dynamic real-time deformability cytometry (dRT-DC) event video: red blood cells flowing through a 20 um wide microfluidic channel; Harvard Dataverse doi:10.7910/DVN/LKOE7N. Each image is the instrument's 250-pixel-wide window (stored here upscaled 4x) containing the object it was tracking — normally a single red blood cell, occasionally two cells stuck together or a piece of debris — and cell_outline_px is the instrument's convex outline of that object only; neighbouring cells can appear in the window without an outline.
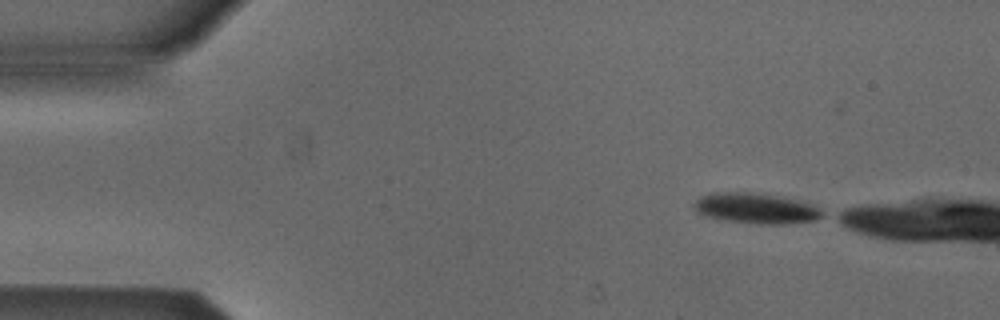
{"species": "Egyptian fruit bat (a non-hibernating species)", "species_latin": "Rousettus aegyptiacus", "temperature_condition": "cold", "stored_images_in_passage": 4, "camera_frame_rate_fps": 3000, "um_per_image_px": 0.085, "animal": {"sex": "male"}, "frame": {"image": 1, "passage_image": 1, "time_ms": 0.0, "image_size_px": [1000, 320], "cell_outline_px": [[824, 216], [816, 220], [784, 224], [756, 224], [728, 220], [708, 216], [696, 212], [692, 204], [696, 200], [704, 196], [716, 192], [764, 192], [784, 196], [812, 204], [824, 212]], "centroid_in_image_um": [64.31, 17.69], "position_along_channel_um": 20.7, "area_um2": 23.0}}